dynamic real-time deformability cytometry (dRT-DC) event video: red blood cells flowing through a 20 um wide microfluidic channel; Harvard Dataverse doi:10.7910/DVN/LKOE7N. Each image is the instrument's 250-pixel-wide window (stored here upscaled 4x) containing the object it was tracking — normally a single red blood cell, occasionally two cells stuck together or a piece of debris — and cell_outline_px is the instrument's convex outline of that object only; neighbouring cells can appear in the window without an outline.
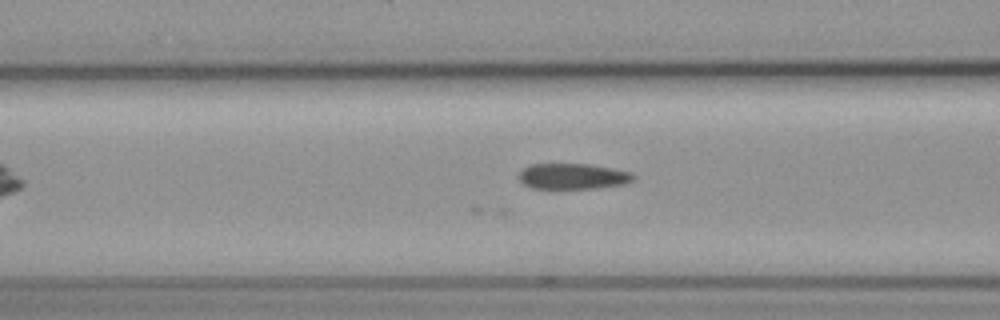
{"species": "common noctule bat (a hibernating species)", "species_latin": "Nyctalus noctula", "temperature_condition": "cold", "stored_images_in_passage": 36, "camera_frame_rate_fps": 3000, "um_per_image_px": 0.085, "animal": {"sex": "female", "body_mass_g": 19.3, "forearm_length_mm": 54.1}, "frame": {"image": 1, "passage_image": 10, "time_ms": 3.0, "image_size_px": [1000, 320], "cell_outline_px": [[636, 176], [632, 180], [624, 184], [596, 188], [532, 188], [524, 184], [516, 176], [524, 168], [532, 164], [588, 164], [632, 172]], "centroid_in_image_um": [48.68, 14.98], "position_along_channel_um": 117.9, "area_um2": 17.05}}
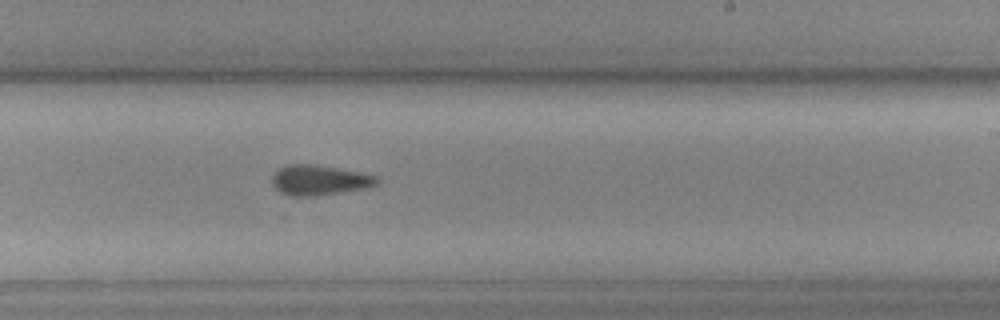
{"frame": {"image": 2, "passage_image": 22, "time_ms": 7.0, "image_size_px": [1000, 320], "cell_outline_px": [[380, 180], [376, 184], [360, 188], [316, 196], [288, 196], [280, 192], [272, 184], [272, 176], [280, 168], [288, 164], [316, 164], [360, 172], [380, 176]], "centroid_in_image_um": [27.12, 15.3], "position_along_channel_um": 261.9, "area_um2": 18.26}}
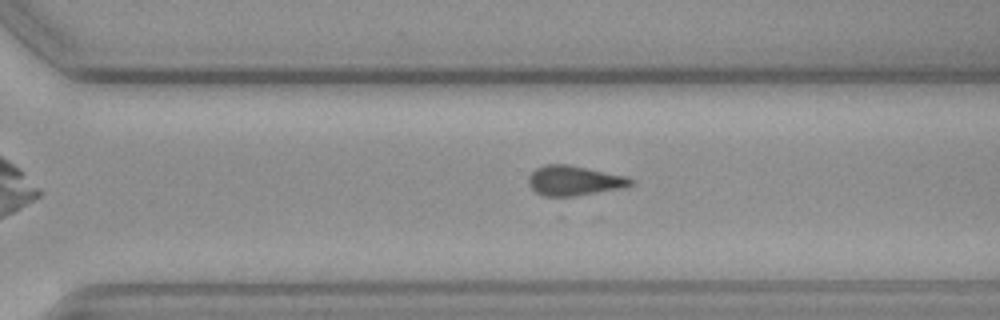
{"frame": {"image": 3, "passage_image": 27, "time_ms": 8.667, "image_size_px": [1000, 320], "cell_outline_px": [[632, 184], [624, 188], [560, 200], [544, 196], [536, 192], [528, 184], [528, 176], [536, 168], [544, 164], [568, 164], [628, 176], [632, 180]], "centroid_in_image_um": [48.78, 15.4], "position_along_channel_um": 321.8, "area_um2": 18.61}, "authors_computed_cell_mechanics": {"area_um2": 17.8602, "velocity_mm_per_s": 3.5961, "shape_relaxation_time_tau1_ms": 3.2886, "shape_relaxation_time_tau2_ms": 3.1164, "deformation_change_tau1": null, "deformation_change_tau2": 0.0493}}